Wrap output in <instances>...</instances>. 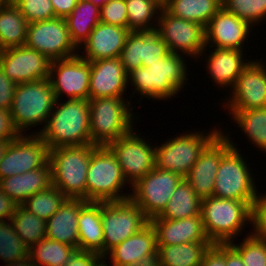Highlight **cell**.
<instances>
[{"mask_svg": "<svg viewBox=\"0 0 266 266\" xmlns=\"http://www.w3.org/2000/svg\"><path fill=\"white\" fill-rule=\"evenodd\" d=\"M58 102H55L43 129L36 134L49 150L91 144L89 101L68 99L66 102Z\"/></svg>", "mask_w": 266, "mask_h": 266, "instance_id": "1", "label": "cell"}, {"mask_svg": "<svg viewBox=\"0 0 266 266\" xmlns=\"http://www.w3.org/2000/svg\"><path fill=\"white\" fill-rule=\"evenodd\" d=\"M182 55L169 52L160 60L141 66L127 73V83L145 98L168 100L183 89L187 79V68ZM130 81V82H129ZM185 82V83H184ZM184 84V85H183Z\"/></svg>", "mask_w": 266, "mask_h": 266, "instance_id": "2", "label": "cell"}, {"mask_svg": "<svg viewBox=\"0 0 266 266\" xmlns=\"http://www.w3.org/2000/svg\"><path fill=\"white\" fill-rule=\"evenodd\" d=\"M201 216L212 244L229 243L242 233L245 224L252 225L253 209L244 201L210 196L202 199Z\"/></svg>", "mask_w": 266, "mask_h": 266, "instance_id": "3", "label": "cell"}, {"mask_svg": "<svg viewBox=\"0 0 266 266\" xmlns=\"http://www.w3.org/2000/svg\"><path fill=\"white\" fill-rule=\"evenodd\" d=\"M94 144L63 146L49 150L51 184L67 198L86 200V175Z\"/></svg>", "mask_w": 266, "mask_h": 266, "instance_id": "4", "label": "cell"}, {"mask_svg": "<svg viewBox=\"0 0 266 266\" xmlns=\"http://www.w3.org/2000/svg\"><path fill=\"white\" fill-rule=\"evenodd\" d=\"M126 184L129 183L112 151L107 146H97L92 151L86 175V201L108 202L128 199L131 193L123 192Z\"/></svg>", "mask_w": 266, "mask_h": 266, "instance_id": "5", "label": "cell"}, {"mask_svg": "<svg viewBox=\"0 0 266 266\" xmlns=\"http://www.w3.org/2000/svg\"><path fill=\"white\" fill-rule=\"evenodd\" d=\"M88 101L91 144L107 146L133 129L135 116L128 99L125 102L123 97H105Z\"/></svg>", "mask_w": 266, "mask_h": 266, "instance_id": "6", "label": "cell"}, {"mask_svg": "<svg viewBox=\"0 0 266 266\" xmlns=\"http://www.w3.org/2000/svg\"><path fill=\"white\" fill-rule=\"evenodd\" d=\"M56 101L49 79L17 84L10 108L15 127L25 134L31 126L46 124Z\"/></svg>", "mask_w": 266, "mask_h": 266, "instance_id": "7", "label": "cell"}, {"mask_svg": "<svg viewBox=\"0 0 266 266\" xmlns=\"http://www.w3.org/2000/svg\"><path fill=\"white\" fill-rule=\"evenodd\" d=\"M231 147L222 155L214 182L213 196L246 202L252 209L257 198V186L236 143L221 131ZM225 133V134H224ZM235 145V146H234Z\"/></svg>", "mask_w": 266, "mask_h": 266, "instance_id": "8", "label": "cell"}, {"mask_svg": "<svg viewBox=\"0 0 266 266\" xmlns=\"http://www.w3.org/2000/svg\"><path fill=\"white\" fill-rule=\"evenodd\" d=\"M220 133L221 128H215L205 134L194 131L168 139L161 146H156V167L185 178L200 154Z\"/></svg>", "mask_w": 266, "mask_h": 266, "instance_id": "9", "label": "cell"}, {"mask_svg": "<svg viewBox=\"0 0 266 266\" xmlns=\"http://www.w3.org/2000/svg\"><path fill=\"white\" fill-rule=\"evenodd\" d=\"M103 256L143 229L150 220L131 200L101 202Z\"/></svg>", "mask_w": 266, "mask_h": 266, "instance_id": "10", "label": "cell"}, {"mask_svg": "<svg viewBox=\"0 0 266 266\" xmlns=\"http://www.w3.org/2000/svg\"><path fill=\"white\" fill-rule=\"evenodd\" d=\"M184 178L171 171L156 166L131 186V200L151 220L159 216L166 208L175 188Z\"/></svg>", "mask_w": 266, "mask_h": 266, "instance_id": "11", "label": "cell"}, {"mask_svg": "<svg viewBox=\"0 0 266 266\" xmlns=\"http://www.w3.org/2000/svg\"><path fill=\"white\" fill-rule=\"evenodd\" d=\"M156 32L168 51L198 59L205 51V27L170 14L164 7L157 20ZM180 52V53H179ZM183 53V54H182Z\"/></svg>", "mask_w": 266, "mask_h": 266, "instance_id": "12", "label": "cell"}, {"mask_svg": "<svg viewBox=\"0 0 266 266\" xmlns=\"http://www.w3.org/2000/svg\"><path fill=\"white\" fill-rule=\"evenodd\" d=\"M134 131V129L130 130L107 145L115 155L125 179L131 186L156 166V147L146 142L145 137L141 138Z\"/></svg>", "mask_w": 266, "mask_h": 266, "instance_id": "13", "label": "cell"}, {"mask_svg": "<svg viewBox=\"0 0 266 266\" xmlns=\"http://www.w3.org/2000/svg\"><path fill=\"white\" fill-rule=\"evenodd\" d=\"M25 46L42 53L51 61L70 58L79 53L71 41L65 19L57 17L28 23Z\"/></svg>", "mask_w": 266, "mask_h": 266, "instance_id": "14", "label": "cell"}, {"mask_svg": "<svg viewBox=\"0 0 266 266\" xmlns=\"http://www.w3.org/2000/svg\"><path fill=\"white\" fill-rule=\"evenodd\" d=\"M49 161V148L41 137L21 134L8 145L0 161V179L36 170Z\"/></svg>", "mask_w": 266, "mask_h": 266, "instance_id": "15", "label": "cell"}, {"mask_svg": "<svg viewBox=\"0 0 266 266\" xmlns=\"http://www.w3.org/2000/svg\"><path fill=\"white\" fill-rule=\"evenodd\" d=\"M49 81L59 101L64 94L68 99L89 100L90 62L80 54L51 61Z\"/></svg>", "mask_w": 266, "mask_h": 266, "instance_id": "16", "label": "cell"}, {"mask_svg": "<svg viewBox=\"0 0 266 266\" xmlns=\"http://www.w3.org/2000/svg\"><path fill=\"white\" fill-rule=\"evenodd\" d=\"M250 61L231 89L232 97L227 98L223 103L225 105H222L229 109L228 111L266 107V64L259 60Z\"/></svg>", "mask_w": 266, "mask_h": 266, "instance_id": "17", "label": "cell"}, {"mask_svg": "<svg viewBox=\"0 0 266 266\" xmlns=\"http://www.w3.org/2000/svg\"><path fill=\"white\" fill-rule=\"evenodd\" d=\"M51 60L27 46L0 51V67L16 84L49 79Z\"/></svg>", "mask_w": 266, "mask_h": 266, "instance_id": "18", "label": "cell"}, {"mask_svg": "<svg viewBox=\"0 0 266 266\" xmlns=\"http://www.w3.org/2000/svg\"><path fill=\"white\" fill-rule=\"evenodd\" d=\"M230 147L229 140L220 133L204 149L184 178L201 199L213 196L214 182L221 157Z\"/></svg>", "mask_w": 266, "mask_h": 266, "instance_id": "19", "label": "cell"}, {"mask_svg": "<svg viewBox=\"0 0 266 266\" xmlns=\"http://www.w3.org/2000/svg\"><path fill=\"white\" fill-rule=\"evenodd\" d=\"M169 53L166 43L154 31H131L120 54L126 73L160 60Z\"/></svg>", "mask_w": 266, "mask_h": 266, "instance_id": "20", "label": "cell"}, {"mask_svg": "<svg viewBox=\"0 0 266 266\" xmlns=\"http://www.w3.org/2000/svg\"><path fill=\"white\" fill-rule=\"evenodd\" d=\"M252 27L249 22L221 7L205 27V50L210 43V48L242 50Z\"/></svg>", "mask_w": 266, "mask_h": 266, "instance_id": "21", "label": "cell"}, {"mask_svg": "<svg viewBox=\"0 0 266 266\" xmlns=\"http://www.w3.org/2000/svg\"><path fill=\"white\" fill-rule=\"evenodd\" d=\"M127 85L119 57L90 61L89 99L124 97Z\"/></svg>", "mask_w": 266, "mask_h": 266, "instance_id": "22", "label": "cell"}, {"mask_svg": "<svg viewBox=\"0 0 266 266\" xmlns=\"http://www.w3.org/2000/svg\"><path fill=\"white\" fill-rule=\"evenodd\" d=\"M130 32L128 28L99 22L81 45L85 54L80 56L89 62L120 57Z\"/></svg>", "mask_w": 266, "mask_h": 266, "instance_id": "23", "label": "cell"}, {"mask_svg": "<svg viewBox=\"0 0 266 266\" xmlns=\"http://www.w3.org/2000/svg\"><path fill=\"white\" fill-rule=\"evenodd\" d=\"M150 223L156 231L157 246L210 242L205 234L201 215L178 220L152 218Z\"/></svg>", "mask_w": 266, "mask_h": 266, "instance_id": "24", "label": "cell"}, {"mask_svg": "<svg viewBox=\"0 0 266 266\" xmlns=\"http://www.w3.org/2000/svg\"><path fill=\"white\" fill-rule=\"evenodd\" d=\"M82 198H66L46 221V238L73 246L78 250V217L87 203Z\"/></svg>", "mask_w": 266, "mask_h": 266, "instance_id": "25", "label": "cell"}, {"mask_svg": "<svg viewBox=\"0 0 266 266\" xmlns=\"http://www.w3.org/2000/svg\"><path fill=\"white\" fill-rule=\"evenodd\" d=\"M155 228L149 222L139 232L116 245L105 256L115 266H126L139 262L151 254H158Z\"/></svg>", "mask_w": 266, "mask_h": 266, "instance_id": "26", "label": "cell"}, {"mask_svg": "<svg viewBox=\"0 0 266 266\" xmlns=\"http://www.w3.org/2000/svg\"><path fill=\"white\" fill-rule=\"evenodd\" d=\"M51 185L49 161L36 170L0 179V189L18 205H22L29 197Z\"/></svg>", "mask_w": 266, "mask_h": 266, "instance_id": "27", "label": "cell"}, {"mask_svg": "<svg viewBox=\"0 0 266 266\" xmlns=\"http://www.w3.org/2000/svg\"><path fill=\"white\" fill-rule=\"evenodd\" d=\"M207 57L206 68L218 87L233 88L238 76L250 61L244 59L243 50L213 48ZM245 60V61H244ZM225 86V87H224Z\"/></svg>", "mask_w": 266, "mask_h": 266, "instance_id": "28", "label": "cell"}, {"mask_svg": "<svg viewBox=\"0 0 266 266\" xmlns=\"http://www.w3.org/2000/svg\"><path fill=\"white\" fill-rule=\"evenodd\" d=\"M78 250L103 256V228L101 202L88 201L78 217Z\"/></svg>", "mask_w": 266, "mask_h": 266, "instance_id": "29", "label": "cell"}, {"mask_svg": "<svg viewBox=\"0 0 266 266\" xmlns=\"http://www.w3.org/2000/svg\"><path fill=\"white\" fill-rule=\"evenodd\" d=\"M71 41L79 49L100 22V8L86 0H78L72 13L65 18Z\"/></svg>", "mask_w": 266, "mask_h": 266, "instance_id": "30", "label": "cell"}, {"mask_svg": "<svg viewBox=\"0 0 266 266\" xmlns=\"http://www.w3.org/2000/svg\"><path fill=\"white\" fill-rule=\"evenodd\" d=\"M28 22L10 1L0 7V50L25 45Z\"/></svg>", "mask_w": 266, "mask_h": 266, "instance_id": "31", "label": "cell"}, {"mask_svg": "<svg viewBox=\"0 0 266 266\" xmlns=\"http://www.w3.org/2000/svg\"><path fill=\"white\" fill-rule=\"evenodd\" d=\"M202 199L183 179L175 188L163 212L154 218L178 220L201 215Z\"/></svg>", "mask_w": 266, "mask_h": 266, "instance_id": "32", "label": "cell"}, {"mask_svg": "<svg viewBox=\"0 0 266 266\" xmlns=\"http://www.w3.org/2000/svg\"><path fill=\"white\" fill-rule=\"evenodd\" d=\"M163 7L175 17L206 27L222 7V0H168Z\"/></svg>", "mask_w": 266, "mask_h": 266, "instance_id": "33", "label": "cell"}, {"mask_svg": "<svg viewBox=\"0 0 266 266\" xmlns=\"http://www.w3.org/2000/svg\"><path fill=\"white\" fill-rule=\"evenodd\" d=\"M211 242H188L158 246L161 266H200Z\"/></svg>", "mask_w": 266, "mask_h": 266, "instance_id": "34", "label": "cell"}, {"mask_svg": "<svg viewBox=\"0 0 266 266\" xmlns=\"http://www.w3.org/2000/svg\"><path fill=\"white\" fill-rule=\"evenodd\" d=\"M75 250L73 246L45 237L29 248V259L36 266H64Z\"/></svg>", "mask_w": 266, "mask_h": 266, "instance_id": "35", "label": "cell"}, {"mask_svg": "<svg viewBox=\"0 0 266 266\" xmlns=\"http://www.w3.org/2000/svg\"><path fill=\"white\" fill-rule=\"evenodd\" d=\"M229 113L249 142L266 152V107Z\"/></svg>", "mask_w": 266, "mask_h": 266, "instance_id": "36", "label": "cell"}, {"mask_svg": "<svg viewBox=\"0 0 266 266\" xmlns=\"http://www.w3.org/2000/svg\"><path fill=\"white\" fill-rule=\"evenodd\" d=\"M130 31H154L163 5L157 0H125ZM154 19L155 21H153ZM152 21V22H151ZM155 22V25H154Z\"/></svg>", "mask_w": 266, "mask_h": 266, "instance_id": "37", "label": "cell"}, {"mask_svg": "<svg viewBox=\"0 0 266 266\" xmlns=\"http://www.w3.org/2000/svg\"><path fill=\"white\" fill-rule=\"evenodd\" d=\"M10 221L15 232L29 248L46 237V221L32 214L23 205H18Z\"/></svg>", "mask_w": 266, "mask_h": 266, "instance_id": "38", "label": "cell"}, {"mask_svg": "<svg viewBox=\"0 0 266 266\" xmlns=\"http://www.w3.org/2000/svg\"><path fill=\"white\" fill-rule=\"evenodd\" d=\"M66 198L59 189L51 185L46 190L29 197L22 205L32 214L47 221L60 208Z\"/></svg>", "mask_w": 266, "mask_h": 266, "instance_id": "39", "label": "cell"}, {"mask_svg": "<svg viewBox=\"0 0 266 266\" xmlns=\"http://www.w3.org/2000/svg\"><path fill=\"white\" fill-rule=\"evenodd\" d=\"M29 257V247L15 232L10 220L0 221V259L5 264Z\"/></svg>", "mask_w": 266, "mask_h": 266, "instance_id": "40", "label": "cell"}, {"mask_svg": "<svg viewBox=\"0 0 266 266\" xmlns=\"http://www.w3.org/2000/svg\"><path fill=\"white\" fill-rule=\"evenodd\" d=\"M246 236L239 245L229 244L240 254L244 266H266V240L252 232Z\"/></svg>", "mask_w": 266, "mask_h": 266, "instance_id": "41", "label": "cell"}, {"mask_svg": "<svg viewBox=\"0 0 266 266\" xmlns=\"http://www.w3.org/2000/svg\"><path fill=\"white\" fill-rule=\"evenodd\" d=\"M222 7L253 26L266 20V0H222Z\"/></svg>", "mask_w": 266, "mask_h": 266, "instance_id": "42", "label": "cell"}, {"mask_svg": "<svg viewBox=\"0 0 266 266\" xmlns=\"http://www.w3.org/2000/svg\"><path fill=\"white\" fill-rule=\"evenodd\" d=\"M28 23L55 18L51 0H11Z\"/></svg>", "mask_w": 266, "mask_h": 266, "instance_id": "43", "label": "cell"}, {"mask_svg": "<svg viewBox=\"0 0 266 266\" xmlns=\"http://www.w3.org/2000/svg\"><path fill=\"white\" fill-rule=\"evenodd\" d=\"M100 22L128 28L125 0H110L100 8Z\"/></svg>", "mask_w": 266, "mask_h": 266, "instance_id": "44", "label": "cell"}, {"mask_svg": "<svg viewBox=\"0 0 266 266\" xmlns=\"http://www.w3.org/2000/svg\"><path fill=\"white\" fill-rule=\"evenodd\" d=\"M252 227L256 236L266 240V194L257 195L253 207Z\"/></svg>", "mask_w": 266, "mask_h": 266, "instance_id": "45", "label": "cell"}, {"mask_svg": "<svg viewBox=\"0 0 266 266\" xmlns=\"http://www.w3.org/2000/svg\"><path fill=\"white\" fill-rule=\"evenodd\" d=\"M200 266H226V243L212 244L205 252Z\"/></svg>", "mask_w": 266, "mask_h": 266, "instance_id": "46", "label": "cell"}, {"mask_svg": "<svg viewBox=\"0 0 266 266\" xmlns=\"http://www.w3.org/2000/svg\"><path fill=\"white\" fill-rule=\"evenodd\" d=\"M16 85L0 67V108L10 110Z\"/></svg>", "mask_w": 266, "mask_h": 266, "instance_id": "47", "label": "cell"}, {"mask_svg": "<svg viewBox=\"0 0 266 266\" xmlns=\"http://www.w3.org/2000/svg\"><path fill=\"white\" fill-rule=\"evenodd\" d=\"M20 135L13 123L10 110L0 108V140H15Z\"/></svg>", "mask_w": 266, "mask_h": 266, "instance_id": "48", "label": "cell"}, {"mask_svg": "<svg viewBox=\"0 0 266 266\" xmlns=\"http://www.w3.org/2000/svg\"><path fill=\"white\" fill-rule=\"evenodd\" d=\"M101 255L83 250H75L64 266H94Z\"/></svg>", "mask_w": 266, "mask_h": 266, "instance_id": "49", "label": "cell"}, {"mask_svg": "<svg viewBox=\"0 0 266 266\" xmlns=\"http://www.w3.org/2000/svg\"><path fill=\"white\" fill-rule=\"evenodd\" d=\"M18 204L0 189V221L11 220Z\"/></svg>", "mask_w": 266, "mask_h": 266, "instance_id": "50", "label": "cell"}, {"mask_svg": "<svg viewBox=\"0 0 266 266\" xmlns=\"http://www.w3.org/2000/svg\"><path fill=\"white\" fill-rule=\"evenodd\" d=\"M55 17L66 18L76 7L78 0H51Z\"/></svg>", "mask_w": 266, "mask_h": 266, "instance_id": "51", "label": "cell"}, {"mask_svg": "<svg viewBox=\"0 0 266 266\" xmlns=\"http://www.w3.org/2000/svg\"><path fill=\"white\" fill-rule=\"evenodd\" d=\"M226 266H244L240 254L226 243Z\"/></svg>", "mask_w": 266, "mask_h": 266, "instance_id": "52", "label": "cell"}, {"mask_svg": "<svg viewBox=\"0 0 266 266\" xmlns=\"http://www.w3.org/2000/svg\"><path fill=\"white\" fill-rule=\"evenodd\" d=\"M126 266H161L160 257L158 254H151L144 257L142 260L135 264Z\"/></svg>", "mask_w": 266, "mask_h": 266, "instance_id": "53", "label": "cell"}, {"mask_svg": "<svg viewBox=\"0 0 266 266\" xmlns=\"http://www.w3.org/2000/svg\"><path fill=\"white\" fill-rule=\"evenodd\" d=\"M5 266H36L29 257L5 264Z\"/></svg>", "mask_w": 266, "mask_h": 266, "instance_id": "54", "label": "cell"}, {"mask_svg": "<svg viewBox=\"0 0 266 266\" xmlns=\"http://www.w3.org/2000/svg\"><path fill=\"white\" fill-rule=\"evenodd\" d=\"M11 141L13 140H0V161L2 160L3 155Z\"/></svg>", "mask_w": 266, "mask_h": 266, "instance_id": "55", "label": "cell"}, {"mask_svg": "<svg viewBox=\"0 0 266 266\" xmlns=\"http://www.w3.org/2000/svg\"><path fill=\"white\" fill-rule=\"evenodd\" d=\"M106 256H101L97 261H96V263H95V265L94 266H108V264H106L105 262V260H106ZM111 265L112 266H115V265H113L112 263H111ZM109 266H110V264H109Z\"/></svg>", "mask_w": 266, "mask_h": 266, "instance_id": "56", "label": "cell"}, {"mask_svg": "<svg viewBox=\"0 0 266 266\" xmlns=\"http://www.w3.org/2000/svg\"><path fill=\"white\" fill-rule=\"evenodd\" d=\"M94 3L97 7L101 8L104 4H107L110 0H86Z\"/></svg>", "mask_w": 266, "mask_h": 266, "instance_id": "57", "label": "cell"}, {"mask_svg": "<svg viewBox=\"0 0 266 266\" xmlns=\"http://www.w3.org/2000/svg\"><path fill=\"white\" fill-rule=\"evenodd\" d=\"M11 0H0V7L7 5Z\"/></svg>", "mask_w": 266, "mask_h": 266, "instance_id": "58", "label": "cell"}, {"mask_svg": "<svg viewBox=\"0 0 266 266\" xmlns=\"http://www.w3.org/2000/svg\"><path fill=\"white\" fill-rule=\"evenodd\" d=\"M157 1L164 6L167 3L168 0H157Z\"/></svg>", "mask_w": 266, "mask_h": 266, "instance_id": "59", "label": "cell"}]
</instances>
